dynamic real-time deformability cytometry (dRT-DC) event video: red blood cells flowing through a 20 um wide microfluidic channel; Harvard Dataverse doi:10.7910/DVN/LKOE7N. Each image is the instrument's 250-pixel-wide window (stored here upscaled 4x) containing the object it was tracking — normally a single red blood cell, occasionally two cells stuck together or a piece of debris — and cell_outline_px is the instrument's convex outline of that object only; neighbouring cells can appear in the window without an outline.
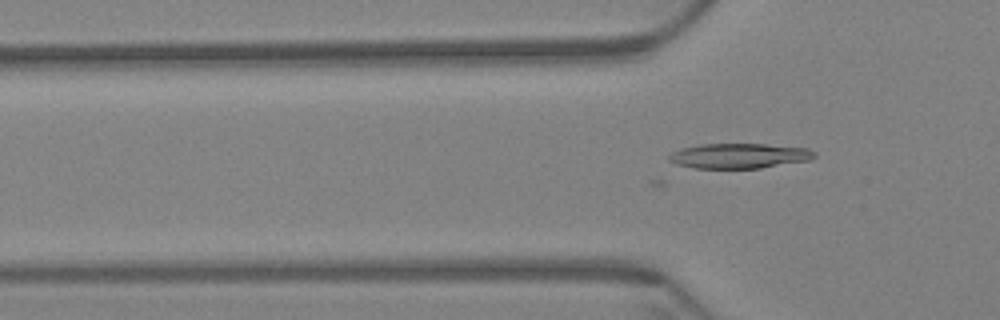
{"species": "Egyptian fruit bat (a non-hibernating species)", "species_latin": "Rousettus aegyptiacus", "temperature_condition": "warm", "stored_images_in_passage": 37, "camera_frame_rate_fps": 3000, "um_per_image_px": 0.085, "animal": {"sex": "female"}, "frame": {"image": 1, "passage_image": 3, "time_ms": 0.667, "image_size_px": [1000, 320], "cell_outline_px": [[816, 156], [808, 160], [760, 168], [696, 168], [676, 164], [668, 160], [668, 156], [672, 152], [684, 148], [700, 144], [764, 144], [808, 148], [816, 152]], "centroid_in_image_um": [62.83, 13.24], "position_along_channel_um": 63.0, "area_um2": 21.04}}
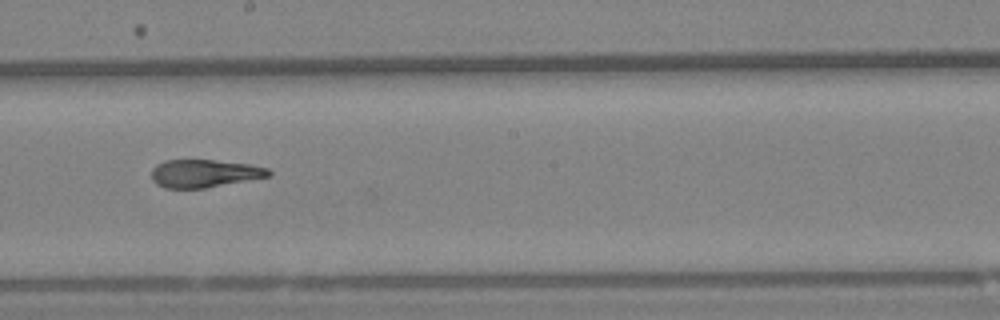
{"frame": {"image": 2, "passage_image": 18, "time_ms": 5.667, "image_size_px": [1000, 320], "cell_outline_px": [[272, 176], [204, 188], [164, 188], [156, 184], [152, 180], [152, 168], [156, 164], [164, 160], [212, 160], [248, 164], [268, 168], [272, 172]], "centroid_in_image_um": [17.36, 14.74], "position_along_channel_um": 230.8, "area_um2": 19.07}}
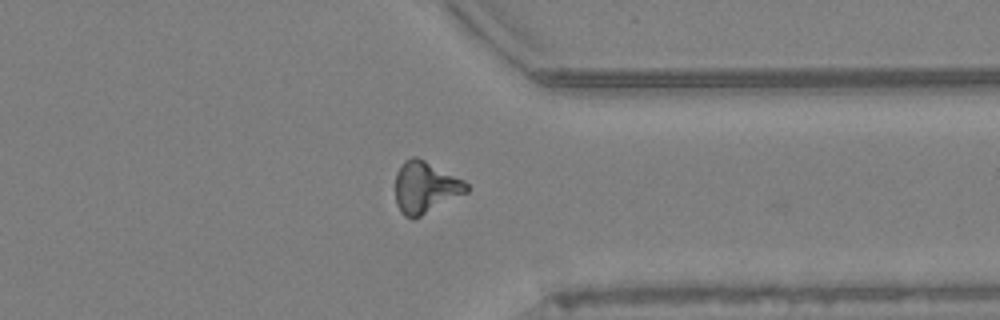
{"frame": {"image": 3, "passage_image": 31, "time_ms": 10.0, "image_size_px": [1000, 320], "cell_outline_px": [[468, 192], [412, 220], [404, 216], [400, 212], [396, 204], [396, 172], [404, 160], [412, 156], [416, 156], [464, 180], [468, 184]], "centroid_in_image_um": [36.13, 15.93], "position_along_channel_um": 375.3, "area_um2": 21.39}}